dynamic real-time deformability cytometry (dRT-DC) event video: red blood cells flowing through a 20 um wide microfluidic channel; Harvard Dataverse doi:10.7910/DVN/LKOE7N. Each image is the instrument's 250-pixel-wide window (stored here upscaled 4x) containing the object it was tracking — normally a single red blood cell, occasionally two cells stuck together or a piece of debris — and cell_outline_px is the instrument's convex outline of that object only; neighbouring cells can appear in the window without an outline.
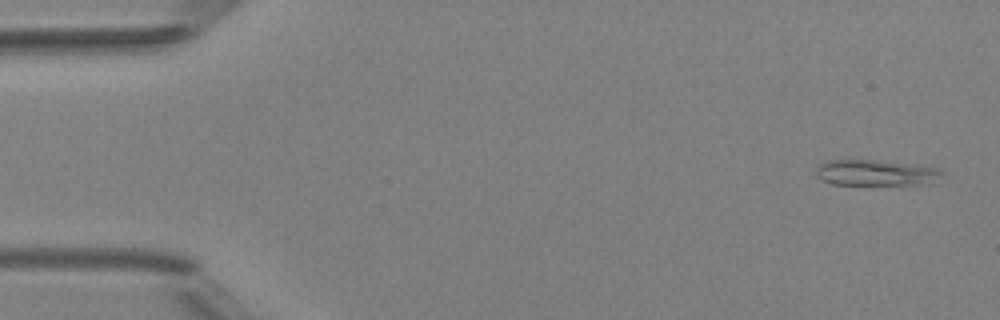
{"species": "Egyptian fruit bat (a non-hibernating species)", "species_latin": "Rousettus aegyptiacus", "temperature_condition": "room temperature", "stored_images_in_passage": 5, "camera_frame_rate_fps": 3000, "um_per_image_px": 0.085, "animal": {"sex": "female"}, "frame": {"image": 1, "passage_image": 1, "time_ms": 0.0, "image_size_px": [1000, 320], "cell_outline_px": [[944, 172], [932, 184], [904, 188], [832, 184], [820, 180], [816, 176], [816, 168], [820, 164], [828, 160], [876, 160], [940, 168]], "centroid_in_image_um": [74.51, 14.76], "position_along_channel_um": 10.5, "area_um2": 20.35}}
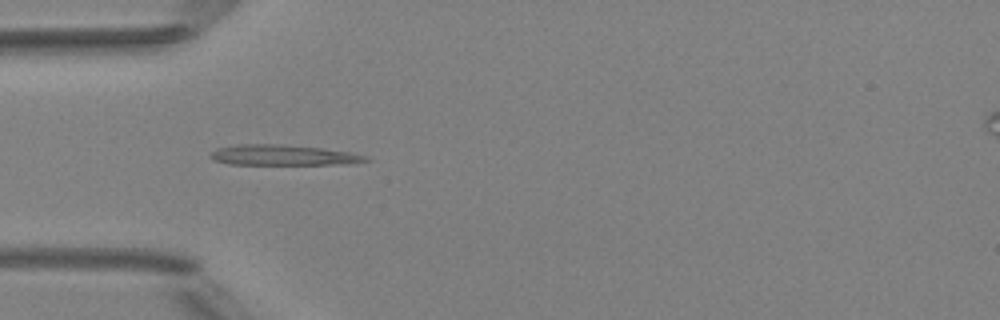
{"frame": {"image": 2, "passage_image": 4, "time_ms": 4.333, "image_size_px": [1000, 320], "cell_outline_px": [[372, 160], [344, 164], [228, 164], [212, 160], [208, 156], [216, 148], [236, 144], [280, 144], [320, 148], [348, 152], [368, 156]], "centroid_in_image_um": [24.01, 13.18], "position_along_channel_um": 61.0, "area_um2": 18.5}}
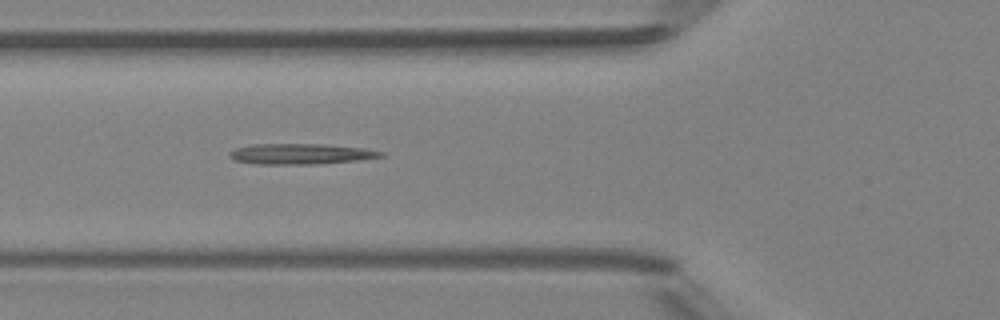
{"frame": {"image": 3, "passage_image": 5, "time_ms": 5.333, "image_size_px": [1000, 320], "cell_outline_px": [[384, 156], [356, 160], [312, 164], [256, 164], [236, 160], [228, 156], [228, 152], [236, 148], [252, 144], [324, 144], [364, 148], [384, 152]], "centroid_in_image_um": [25.53, 13.07], "position_along_channel_um": 100.3, "area_um2": 18.03}}